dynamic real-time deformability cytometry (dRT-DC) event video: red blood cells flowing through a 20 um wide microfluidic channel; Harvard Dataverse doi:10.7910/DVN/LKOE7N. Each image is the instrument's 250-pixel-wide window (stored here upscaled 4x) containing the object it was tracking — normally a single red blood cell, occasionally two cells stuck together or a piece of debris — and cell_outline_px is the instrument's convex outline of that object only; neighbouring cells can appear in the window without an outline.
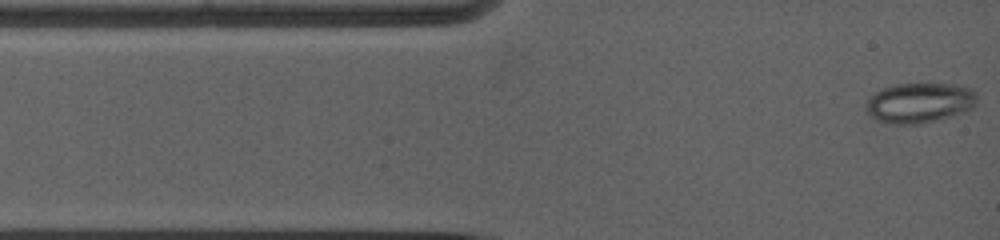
{"species": "common noctule bat (a hibernating species)", "species_latin": "Nyctalus noctula", "temperature_condition": "warm", "stored_images_in_passage": 59, "camera_frame_rate_fps": 5000, "um_per_image_px": 0.085, "animal": {"sex": "female", "body_mass_g": 19.0, "forearm_length_mm": 53.3}, "frame": {"image": 1, "passage_image": 1, "time_ms": 0.0, "image_size_px": [1000, 240], "cell_outline_px": [[972, 104], [968, 108], [928, 120], [904, 124], [896, 124], [880, 120], [868, 108], [868, 100], [876, 92], [884, 88], [896, 84], [948, 84], [968, 88], [972, 92]], "centroid_in_image_um": [78.07, 8.68], "position_along_channel_um": 6.9, "area_um2": 23.52}}
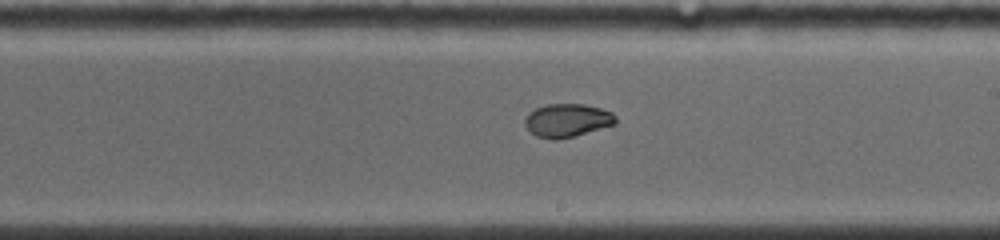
{"frame": {"image": 2, "passage_image": 30, "time_ms": 7.2, "image_size_px": [1000, 240], "cell_outline_px": [[616, 120], [612, 124], [572, 136], [536, 136], [528, 128], [524, 120], [536, 108], [548, 104], [584, 104], [600, 108], [612, 112]], "centroid_in_image_um": [48.23, 10.17], "position_along_channel_um": 240.8, "area_um2": 16.42}}
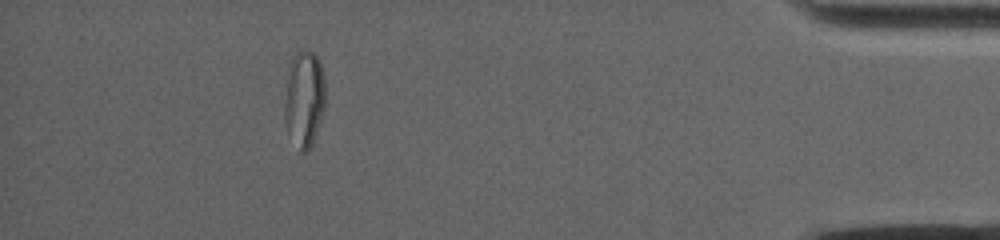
{"frame": {"image": 3, "passage_image": 53, "time_ms": 13.2, "image_size_px": [1000, 240], "cell_outline_px": [[324, 108], [312, 144], [304, 152], [300, 152], [288, 132], [284, 120], [284, 76], [292, 56], [296, 52], [304, 48], [308, 48], [316, 56], [320, 64], [324, 80]], "centroid_in_image_um": [25.8, 8.32], "position_along_channel_um": 409.4, "area_um2": 23.35}, "authors_computed_cell_mechanics": {"area_um2": 18.0336, "velocity_mm_per_s": 3.9258, "shape_relaxation_time_tau1_ms": null, "shape_relaxation_time_tau2_ms": 1.2495, "deformation_change_tau1": null, "deformation_change_tau2": 0.0396}}